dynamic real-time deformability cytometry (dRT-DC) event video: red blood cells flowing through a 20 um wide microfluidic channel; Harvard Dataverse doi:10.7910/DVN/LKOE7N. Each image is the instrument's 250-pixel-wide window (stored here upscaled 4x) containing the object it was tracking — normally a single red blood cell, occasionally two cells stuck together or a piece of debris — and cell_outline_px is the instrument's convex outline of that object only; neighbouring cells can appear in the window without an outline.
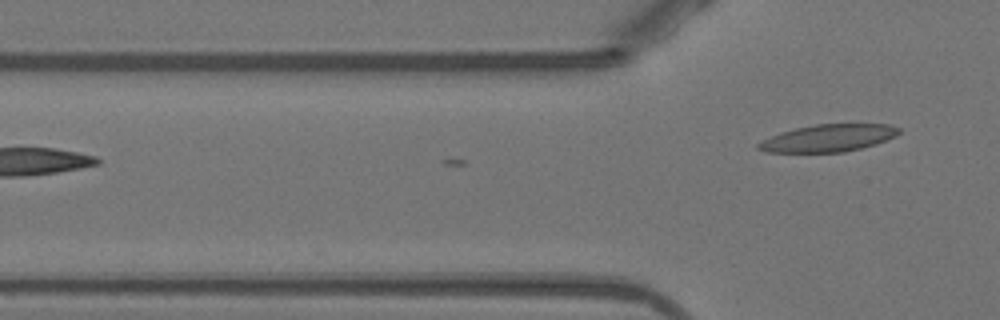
{"species": "Egyptian fruit bat (a non-hibernating species)", "species_latin": "Rousettus aegyptiacus", "temperature_condition": "warm", "stored_images_in_passage": 2, "camera_frame_rate_fps": 3000, "um_per_image_px": 0.085, "animal": {"sex": "female"}, "frame": {"image": 1, "passage_image": 2, "time_ms": 0.333, "image_size_px": [1000, 320], "cell_outline_px": [[900, 132], [896, 136], [876, 144], [844, 152], [764, 152], [756, 148], [756, 144], [760, 140], [780, 132], [796, 128], [816, 124], [888, 124], [900, 128]], "centroid_in_image_um": [70.37, 11.74], "position_along_channel_um": 55.4, "area_um2": 22.43}}